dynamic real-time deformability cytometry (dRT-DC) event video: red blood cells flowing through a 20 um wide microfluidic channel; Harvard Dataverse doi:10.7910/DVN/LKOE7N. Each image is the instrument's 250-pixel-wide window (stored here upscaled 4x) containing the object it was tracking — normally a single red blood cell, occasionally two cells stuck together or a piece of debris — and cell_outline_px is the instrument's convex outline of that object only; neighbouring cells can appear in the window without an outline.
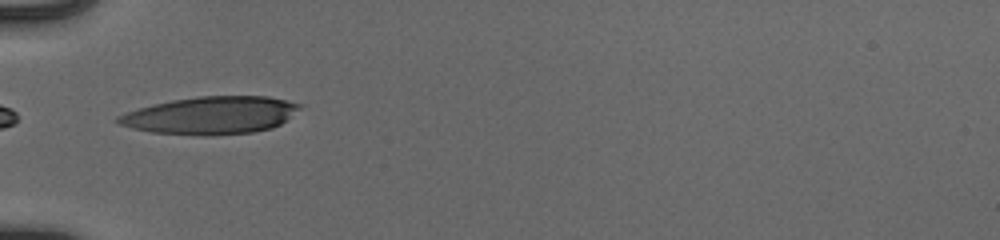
{"species": "human", "species_latin": "Homo sapiens", "temperature_condition": "cold", "stored_images_in_passage": 35, "camera_frame_rate_fps": 3000, "um_per_image_px": 0.085, "donor": {"sex": "male"}, "frame": {"image": 1, "passage_image": 1, "time_ms": 0.0, "image_size_px": [1000, 240], "cell_outline_px": [[304, 104], [288, 120], [272, 128], [252, 132], [152, 132], [132, 128], [120, 124], [112, 120], [116, 116], [140, 108], [172, 100], [196, 96], [268, 96]], "centroid_in_image_um": [17.98, 9.74], "position_along_channel_um": 67.0, "area_um2": 38.38}}
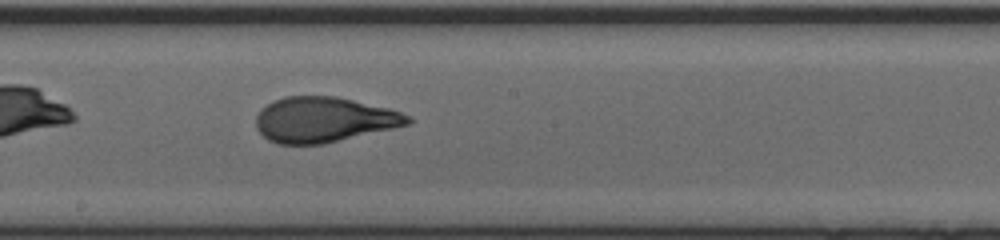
{"frame": {"image": 2, "passage_image": 13, "time_ms": 4.0, "image_size_px": [1000, 240], "cell_outline_px": [[412, 120], [408, 124], [392, 128], [324, 144], [280, 144], [268, 140], [256, 128], [256, 116], [260, 108], [272, 100], [284, 96], [336, 96], [388, 108], [412, 116]], "centroid_in_image_um": [27.49, 10.16], "position_along_channel_um": 220.7, "area_um2": 40.06}}
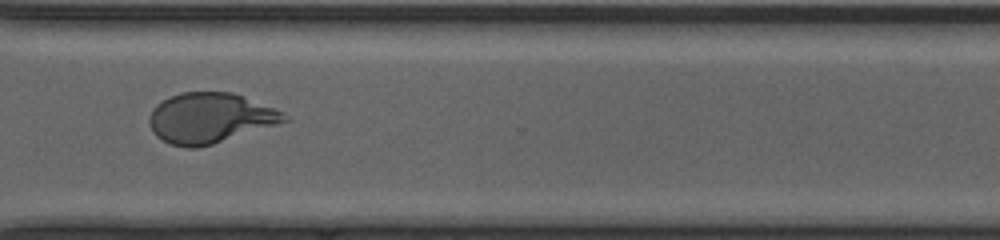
{"frame": {"image": 3, "passage_image": 23, "time_ms": 7.333, "image_size_px": [1000, 240], "cell_outline_px": [[292, 120], [212, 144], [196, 148], [188, 148], [172, 144], [156, 136], [152, 132], [148, 124], [148, 116], [152, 108], [156, 104], [180, 92], [232, 92], [272, 108], [288, 116]], "centroid_in_image_um": [17.81, 10.04], "position_along_channel_um": 352.8, "area_um2": 39.25}, "authors_computed_cell_mechanics": {"area_um2": 39.7664, "velocity_mm_per_s": 3.9533, "shape_relaxation_time_tau1_ms": 5.233, "shape_relaxation_time_tau2_ms": 0.7779, "deformation_change_tau1": 0.2333, "deformation_change_tau2": 0.0799}}